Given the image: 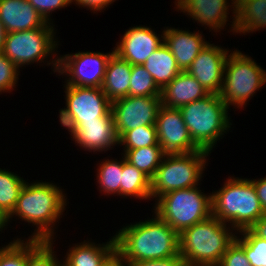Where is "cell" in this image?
<instances>
[{
  "label": "cell",
  "instance_id": "35",
  "mask_svg": "<svg viewBox=\"0 0 266 266\" xmlns=\"http://www.w3.org/2000/svg\"><path fill=\"white\" fill-rule=\"evenodd\" d=\"M44 18L46 22L55 24L52 13L72 5L71 0H27Z\"/></svg>",
  "mask_w": 266,
  "mask_h": 266
},
{
  "label": "cell",
  "instance_id": "25",
  "mask_svg": "<svg viewBox=\"0 0 266 266\" xmlns=\"http://www.w3.org/2000/svg\"><path fill=\"white\" fill-rule=\"evenodd\" d=\"M120 196L122 199L134 198L141 201L144 199L146 202L151 200V179L128 162L124 155Z\"/></svg>",
  "mask_w": 266,
  "mask_h": 266
},
{
  "label": "cell",
  "instance_id": "3",
  "mask_svg": "<svg viewBox=\"0 0 266 266\" xmlns=\"http://www.w3.org/2000/svg\"><path fill=\"white\" fill-rule=\"evenodd\" d=\"M212 215L236 232L250 229L264 215L250 178L228 176L218 190L211 192Z\"/></svg>",
  "mask_w": 266,
  "mask_h": 266
},
{
  "label": "cell",
  "instance_id": "43",
  "mask_svg": "<svg viewBox=\"0 0 266 266\" xmlns=\"http://www.w3.org/2000/svg\"><path fill=\"white\" fill-rule=\"evenodd\" d=\"M6 30L4 29L1 21H0V52L3 51L4 44H5V38H6Z\"/></svg>",
  "mask_w": 266,
  "mask_h": 266
},
{
  "label": "cell",
  "instance_id": "7",
  "mask_svg": "<svg viewBox=\"0 0 266 266\" xmlns=\"http://www.w3.org/2000/svg\"><path fill=\"white\" fill-rule=\"evenodd\" d=\"M266 86V70L249 54L233 49L224 65L223 84L220 97L233 111L249 104L256 93ZM235 109V110H234Z\"/></svg>",
  "mask_w": 266,
  "mask_h": 266
},
{
  "label": "cell",
  "instance_id": "4",
  "mask_svg": "<svg viewBox=\"0 0 266 266\" xmlns=\"http://www.w3.org/2000/svg\"><path fill=\"white\" fill-rule=\"evenodd\" d=\"M236 234L211 215L179 234V254L186 266H217Z\"/></svg>",
  "mask_w": 266,
  "mask_h": 266
},
{
  "label": "cell",
  "instance_id": "36",
  "mask_svg": "<svg viewBox=\"0 0 266 266\" xmlns=\"http://www.w3.org/2000/svg\"><path fill=\"white\" fill-rule=\"evenodd\" d=\"M217 266H251L244 249L234 240Z\"/></svg>",
  "mask_w": 266,
  "mask_h": 266
},
{
  "label": "cell",
  "instance_id": "18",
  "mask_svg": "<svg viewBox=\"0 0 266 266\" xmlns=\"http://www.w3.org/2000/svg\"><path fill=\"white\" fill-rule=\"evenodd\" d=\"M210 41L201 30L190 31L184 28L165 26L164 44L176 59L181 71H187L193 60Z\"/></svg>",
  "mask_w": 266,
  "mask_h": 266
},
{
  "label": "cell",
  "instance_id": "32",
  "mask_svg": "<svg viewBox=\"0 0 266 266\" xmlns=\"http://www.w3.org/2000/svg\"><path fill=\"white\" fill-rule=\"evenodd\" d=\"M122 149H137L146 146H160L156 125H146L126 131L119 138Z\"/></svg>",
  "mask_w": 266,
  "mask_h": 266
},
{
  "label": "cell",
  "instance_id": "13",
  "mask_svg": "<svg viewBox=\"0 0 266 266\" xmlns=\"http://www.w3.org/2000/svg\"><path fill=\"white\" fill-rule=\"evenodd\" d=\"M160 97L127 96L112 101V113L118 137L135 128L155 125Z\"/></svg>",
  "mask_w": 266,
  "mask_h": 266
},
{
  "label": "cell",
  "instance_id": "10",
  "mask_svg": "<svg viewBox=\"0 0 266 266\" xmlns=\"http://www.w3.org/2000/svg\"><path fill=\"white\" fill-rule=\"evenodd\" d=\"M65 106L60 108L61 127L70 133L80 122L101 120L112 111V102L102 88L64 85Z\"/></svg>",
  "mask_w": 266,
  "mask_h": 266
},
{
  "label": "cell",
  "instance_id": "9",
  "mask_svg": "<svg viewBox=\"0 0 266 266\" xmlns=\"http://www.w3.org/2000/svg\"><path fill=\"white\" fill-rule=\"evenodd\" d=\"M199 185L163 194L152 211L178 234L212 215L211 192L204 193Z\"/></svg>",
  "mask_w": 266,
  "mask_h": 266
},
{
  "label": "cell",
  "instance_id": "12",
  "mask_svg": "<svg viewBox=\"0 0 266 266\" xmlns=\"http://www.w3.org/2000/svg\"><path fill=\"white\" fill-rule=\"evenodd\" d=\"M173 3L175 11L191 18L190 20L199 24L198 26H204V29H208L213 36H217V33H221V31H226L224 29L228 25L227 32L235 35L236 0H175ZM228 15L232 18L229 19ZM231 19L232 21H230Z\"/></svg>",
  "mask_w": 266,
  "mask_h": 266
},
{
  "label": "cell",
  "instance_id": "15",
  "mask_svg": "<svg viewBox=\"0 0 266 266\" xmlns=\"http://www.w3.org/2000/svg\"><path fill=\"white\" fill-rule=\"evenodd\" d=\"M152 26L129 27L116 42L114 53L131 65H143L146 59L164 43V31L157 33Z\"/></svg>",
  "mask_w": 266,
  "mask_h": 266
},
{
  "label": "cell",
  "instance_id": "5",
  "mask_svg": "<svg viewBox=\"0 0 266 266\" xmlns=\"http://www.w3.org/2000/svg\"><path fill=\"white\" fill-rule=\"evenodd\" d=\"M179 109L194 143L210 153L214 151L220 139L234 128L231 127V109L226 106L219 94L210 93Z\"/></svg>",
  "mask_w": 266,
  "mask_h": 266
},
{
  "label": "cell",
  "instance_id": "27",
  "mask_svg": "<svg viewBox=\"0 0 266 266\" xmlns=\"http://www.w3.org/2000/svg\"><path fill=\"white\" fill-rule=\"evenodd\" d=\"M123 154L128 162L134 165L150 179L162 162L165 153L161 146H146L137 149H123Z\"/></svg>",
  "mask_w": 266,
  "mask_h": 266
},
{
  "label": "cell",
  "instance_id": "14",
  "mask_svg": "<svg viewBox=\"0 0 266 266\" xmlns=\"http://www.w3.org/2000/svg\"><path fill=\"white\" fill-rule=\"evenodd\" d=\"M155 125L159 145L165 154H185L201 150L191 138L179 108L161 105Z\"/></svg>",
  "mask_w": 266,
  "mask_h": 266
},
{
  "label": "cell",
  "instance_id": "41",
  "mask_svg": "<svg viewBox=\"0 0 266 266\" xmlns=\"http://www.w3.org/2000/svg\"><path fill=\"white\" fill-rule=\"evenodd\" d=\"M250 229L257 236L266 240V214L262 215Z\"/></svg>",
  "mask_w": 266,
  "mask_h": 266
},
{
  "label": "cell",
  "instance_id": "42",
  "mask_svg": "<svg viewBox=\"0 0 266 266\" xmlns=\"http://www.w3.org/2000/svg\"><path fill=\"white\" fill-rule=\"evenodd\" d=\"M8 226V216L0 209V235L4 233L5 229L7 230L9 228Z\"/></svg>",
  "mask_w": 266,
  "mask_h": 266
},
{
  "label": "cell",
  "instance_id": "19",
  "mask_svg": "<svg viewBox=\"0 0 266 266\" xmlns=\"http://www.w3.org/2000/svg\"><path fill=\"white\" fill-rule=\"evenodd\" d=\"M0 21L7 33L36 29L47 23L27 0H0Z\"/></svg>",
  "mask_w": 266,
  "mask_h": 266
},
{
  "label": "cell",
  "instance_id": "8",
  "mask_svg": "<svg viewBox=\"0 0 266 266\" xmlns=\"http://www.w3.org/2000/svg\"><path fill=\"white\" fill-rule=\"evenodd\" d=\"M209 155V151L202 149L185 154H165L151 179V201L174 190L201 185L210 164Z\"/></svg>",
  "mask_w": 266,
  "mask_h": 266
},
{
  "label": "cell",
  "instance_id": "37",
  "mask_svg": "<svg viewBox=\"0 0 266 266\" xmlns=\"http://www.w3.org/2000/svg\"><path fill=\"white\" fill-rule=\"evenodd\" d=\"M117 0H71V3L78 8H84L90 10L93 14L104 12L110 5Z\"/></svg>",
  "mask_w": 266,
  "mask_h": 266
},
{
  "label": "cell",
  "instance_id": "1",
  "mask_svg": "<svg viewBox=\"0 0 266 266\" xmlns=\"http://www.w3.org/2000/svg\"><path fill=\"white\" fill-rule=\"evenodd\" d=\"M29 182L30 180L24 184L17 204L8 216L9 227L12 221L20 220L25 222L24 225L27 223L34 228H32L34 231L31 230V235L27 234L28 239L55 242L58 236V230L55 229H58L60 219L65 217L63 214L68 208V195L58 183L46 180Z\"/></svg>",
  "mask_w": 266,
  "mask_h": 266
},
{
  "label": "cell",
  "instance_id": "6",
  "mask_svg": "<svg viewBox=\"0 0 266 266\" xmlns=\"http://www.w3.org/2000/svg\"><path fill=\"white\" fill-rule=\"evenodd\" d=\"M56 35L55 24L49 22L40 28L7 33L2 53L19 69L35 63L44 68L51 66L53 74H57L61 43Z\"/></svg>",
  "mask_w": 266,
  "mask_h": 266
},
{
  "label": "cell",
  "instance_id": "22",
  "mask_svg": "<svg viewBox=\"0 0 266 266\" xmlns=\"http://www.w3.org/2000/svg\"><path fill=\"white\" fill-rule=\"evenodd\" d=\"M266 29V0H236L235 36Z\"/></svg>",
  "mask_w": 266,
  "mask_h": 266
},
{
  "label": "cell",
  "instance_id": "17",
  "mask_svg": "<svg viewBox=\"0 0 266 266\" xmlns=\"http://www.w3.org/2000/svg\"><path fill=\"white\" fill-rule=\"evenodd\" d=\"M211 42L200 51L187 72L209 93L219 94L223 84L224 65L233 49Z\"/></svg>",
  "mask_w": 266,
  "mask_h": 266
},
{
  "label": "cell",
  "instance_id": "28",
  "mask_svg": "<svg viewBox=\"0 0 266 266\" xmlns=\"http://www.w3.org/2000/svg\"><path fill=\"white\" fill-rule=\"evenodd\" d=\"M0 168V209L9 216L14 210L21 189L28 179L24 180L18 172Z\"/></svg>",
  "mask_w": 266,
  "mask_h": 266
},
{
  "label": "cell",
  "instance_id": "29",
  "mask_svg": "<svg viewBox=\"0 0 266 266\" xmlns=\"http://www.w3.org/2000/svg\"><path fill=\"white\" fill-rule=\"evenodd\" d=\"M55 244L52 240L27 238V266H62Z\"/></svg>",
  "mask_w": 266,
  "mask_h": 266
},
{
  "label": "cell",
  "instance_id": "26",
  "mask_svg": "<svg viewBox=\"0 0 266 266\" xmlns=\"http://www.w3.org/2000/svg\"><path fill=\"white\" fill-rule=\"evenodd\" d=\"M104 159L97 162L95 172L96 175V186L99 194L109 196L120 197V185H121V174L123 171V154L121 159L112 158L109 155ZM110 158V159H109Z\"/></svg>",
  "mask_w": 266,
  "mask_h": 266
},
{
  "label": "cell",
  "instance_id": "21",
  "mask_svg": "<svg viewBox=\"0 0 266 266\" xmlns=\"http://www.w3.org/2000/svg\"><path fill=\"white\" fill-rule=\"evenodd\" d=\"M62 266H101L104 260L116 249L114 235L107 242L98 243L91 238L68 246Z\"/></svg>",
  "mask_w": 266,
  "mask_h": 266
},
{
  "label": "cell",
  "instance_id": "30",
  "mask_svg": "<svg viewBox=\"0 0 266 266\" xmlns=\"http://www.w3.org/2000/svg\"><path fill=\"white\" fill-rule=\"evenodd\" d=\"M245 251L251 266H266V240L251 229L237 232L234 239Z\"/></svg>",
  "mask_w": 266,
  "mask_h": 266
},
{
  "label": "cell",
  "instance_id": "23",
  "mask_svg": "<svg viewBox=\"0 0 266 266\" xmlns=\"http://www.w3.org/2000/svg\"><path fill=\"white\" fill-rule=\"evenodd\" d=\"M132 65L113 53L106 68L102 90L112 102L129 96Z\"/></svg>",
  "mask_w": 266,
  "mask_h": 266
},
{
  "label": "cell",
  "instance_id": "20",
  "mask_svg": "<svg viewBox=\"0 0 266 266\" xmlns=\"http://www.w3.org/2000/svg\"><path fill=\"white\" fill-rule=\"evenodd\" d=\"M210 93L187 71H181L169 84L161 89V104L180 108Z\"/></svg>",
  "mask_w": 266,
  "mask_h": 266
},
{
  "label": "cell",
  "instance_id": "2",
  "mask_svg": "<svg viewBox=\"0 0 266 266\" xmlns=\"http://www.w3.org/2000/svg\"><path fill=\"white\" fill-rule=\"evenodd\" d=\"M152 217L123 224L114 238L116 250L129 264L179 256V234L153 211Z\"/></svg>",
  "mask_w": 266,
  "mask_h": 266
},
{
  "label": "cell",
  "instance_id": "16",
  "mask_svg": "<svg viewBox=\"0 0 266 266\" xmlns=\"http://www.w3.org/2000/svg\"><path fill=\"white\" fill-rule=\"evenodd\" d=\"M69 134L75 146L89 153L103 154L119 147L112 111L101 120L80 122Z\"/></svg>",
  "mask_w": 266,
  "mask_h": 266
},
{
  "label": "cell",
  "instance_id": "40",
  "mask_svg": "<svg viewBox=\"0 0 266 266\" xmlns=\"http://www.w3.org/2000/svg\"><path fill=\"white\" fill-rule=\"evenodd\" d=\"M101 266H129L122 255L115 249L101 264Z\"/></svg>",
  "mask_w": 266,
  "mask_h": 266
},
{
  "label": "cell",
  "instance_id": "31",
  "mask_svg": "<svg viewBox=\"0 0 266 266\" xmlns=\"http://www.w3.org/2000/svg\"><path fill=\"white\" fill-rule=\"evenodd\" d=\"M161 89L155 83L152 75L142 65H132L129 96L160 97Z\"/></svg>",
  "mask_w": 266,
  "mask_h": 266
},
{
  "label": "cell",
  "instance_id": "38",
  "mask_svg": "<svg viewBox=\"0 0 266 266\" xmlns=\"http://www.w3.org/2000/svg\"><path fill=\"white\" fill-rule=\"evenodd\" d=\"M129 266H186L184 259L179 255L161 260H144L130 262Z\"/></svg>",
  "mask_w": 266,
  "mask_h": 266
},
{
  "label": "cell",
  "instance_id": "24",
  "mask_svg": "<svg viewBox=\"0 0 266 266\" xmlns=\"http://www.w3.org/2000/svg\"><path fill=\"white\" fill-rule=\"evenodd\" d=\"M142 66L149 71L160 89L181 72L176 59L164 43L146 59Z\"/></svg>",
  "mask_w": 266,
  "mask_h": 266
},
{
  "label": "cell",
  "instance_id": "11",
  "mask_svg": "<svg viewBox=\"0 0 266 266\" xmlns=\"http://www.w3.org/2000/svg\"><path fill=\"white\" fill-rule=\"evenodd\" d=\"M112 49L108 53L93 50L59 53L56 77H64V85L101 88L109 58L114 53Z\"/></svg>",
  "mask_w": 266,
  "mask_h": 266
},
{
  "label": "cell",
  "instance_id": "33",
  "mask_svg": "<svg viewBox=\"0 0 266 266\" xmlns=\"http://www.w3.org/2000/svg\"><path fill=\"white\" fill-rule=\"evenodd\" d=\"M16 236L9 243L0 246V266H27L26 235Z\"/></svg>",
  "mask_w": 266,
  "mask_h": 266
},
{
  "label": "cell",
  "instance_id": "34",
  "mask_svg": "<svg viewBox=\"0 0 266 266\" xmlns=\"http://www.w3.org/2000/svg\"><path fill=\"white\" fill-rule=\"evenodd\" d=\"M20 70L10 59L0 52V95L10 94L18 86Z\"/></svg>",
  "mask_w": 266,
  "mask_h": 266
},
{
  "label": "cell",
  "instance_id": "39",
  "mask_svg": "<svg viewBox=\"0 0 266 266\" xmlns=\"http://www.w3.org/2000/svg\"><path fill=\"white\" fill-rule=\"evenodd\" d=\"M250 180L256 190L263 212L266 214V176L256 179L250 178Z\"/></svg>",
  "mask_w": 266,
  "mask_h": 266
}]
</instances>
